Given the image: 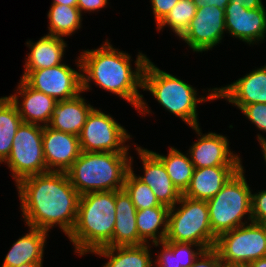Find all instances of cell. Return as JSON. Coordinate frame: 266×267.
Returning <instances> with one entry per match:
<instances>
[{"label": "cell", "mask_w": 266, "mask_h": 267, "mask_svg": "<svg viewBox=\"0 0 266 267\" xmlns=\"http://www.w3.org/2000/svg\"><path fill=\"white\" fill-rule=\"evenodd\" d=\"M137 209L124 189L115 191V225L112 246L141 245L136 226Z\"/></svg>", "instance_id": "7402d4cb"}, {"label": "cell", "mask_w": 266, "mask_h": 267, "mask_svg": "<svg viewBox=\"0 0 266 267\" xmlns=\"http://www.w3.org/2000/svg\"><path fill=\"white\" fill-rule=\"evenodd\" d=\"M224 267H248V266H242V265H224Z\"/></svg>", "instance_id": "ee69618b"}, {"label": "cell", "mask_w": 266, "mask_h": 267, "mask_svg": "<svg viewBox=\"0 0 266 267\" xmlns=\"http://www.w3.org/2000/svg\"><path fill=\"white\" fill-rule=\"evenodd\" d=\"M169 207L159 205L137 210L136 226L139 237L148 244L165 241Z\"/></svg>", "instance_id": "d4e9b609"}, {"label": "cell", "mask_w": 266, "mask_h": 267, "mask_svg": "<svg viewBox=\"0 0 266 267\" xmlns=\"http://www.w3.org/2000/svg\"><path fill=\"white\" fill-rule=\"evenodd\" d=\"M214 249L225 265L248 266L266 257V225L251 221L224 232L217 237Z\"/></svg>", "instance_id": "ba28073f"}, {"label": "cell", "mask_w": 266, "mask_h": 267, "mask_svg": "<svg viewBox=\"0 0 266 267\" xmlns=\"http://www.w3.org/2000/svg\"><path fill=\"white\" fill-rule=\"evenodd\" d=\"M196 88L181 78L161 70L154 62L148 60L143 72L142 90L151 93L161 107L179 117L190 128L200 125L198 104L218 100L217 87L207 88V94L200 96Z\"/></svg>", "instance_id": "277c9868"}, {"label": "cell", "mask_w": 266, "mask_h": 267, "mask_svg": "<svg viewBox=\"0 0 266 267\" xmlns=\"http://www.w3.org/2000/svg\"><path fill=\"white\" fill-rule=\"evenodd\" d=\"M179 0H150L156 26L165 18Z\"/></svg>", "instance_id": "d590c367"}, {"label": "cell", "mask_w": 266, "mask_h": 267, "mask_svg": "<svg viewBox=\"0 0 266 267\" xmlns=\"http://www.w3.org/2000/svg\"><path fill=\"white\" fill-rule=\"evenodd\" d=\"M82 94L83 91L74 98L57 101L48 126L79 136L89 113L94 108Z\"/></svg>", "instance_id": "44dd1931"}, {"label": "cell", "mask_w": 266, "mask_h": 267, "mask_svg": "<svg viewBox=\"0 0 266 267\" xmlns=\"http://www.w3.org/2000/svg\"><path fill=\"white\" fill-rule=\"evenodd\" d=\"M191 128L198 137L187 152L195 168L243 166L242 157L230 148L228 136L211 131L204 134L200 125Z\"/></svg>", "instance_id": "4fadbf2b"}, {"label": "cell", "mask_w": 266, "mask_h": 267, "mask_svg": "<svg viewBox=\"0 0 266 267\" xmlns=\"http://www.w3.org/2000/svg\"><path fill=\"white\" fill-rule=\"evenodd\" d=\"M241 113L253 124L258 131L266 133V104L253 103L245 105Z\"/></svg>", "instance_id": "1f68e13d"}, {"label": "cell", "mask_w": 266, "mask_h": 267, "mask_svg": "<svg viewBox=\"0 0 266 267\" xmlns=\"http://www.w3.org/2000/svg\"><path fill=\"white\" fill-rule=\"evenodd\" d=\"M109 0H78L77 8L80 10L81 14L84 13L94 14L102 8H106L110 3Z\"/></svg>", "instance_id": "8d00e7d4"}, {"label": "cell", "mask_w": 266, "mask_h": 267, "mask_svg": "<svg viewBox=\"0 0 266 267\" xmlns=\"http://www.w3.org/2000/svg\"><path fill=\"white\" fill-rule=\"evenodd\" d=\"M258 143L260 144L261 150H262V157L264 159V162L266 164V137L264 135L260 134V132L256 135Z\"/></svg>", "instance_id": "ab89813d"}, {"label": "cell", "mask_w": 266, "mask_h": 267, "mask_svg": "<svg viewBox=\"0 0 266 267\" xmlns=\"http://www.w3.org/2000/svg\"><path fill=\"white\" fill-rule=\"evenodd\" d=\"M224 12L226 33L230 37L241 40L250 47L266 41V7L246 9L228 3Z\"/></svg>", "instance_id": "9a60e30c"}, {"label": "cell", "mask_w": 266, "mask_h": 267, "mask_svg": "<svg viewBox=\"0 0 266 267\" xmlns=\"http://www.w3.org/2000/svg\"><path fill=\"white\" fill-rule=\"evenodd\" d=\"M102 109L94 107L78 136L81 151L130 153L132 135ZM127 143V144H126ZM129 151V152H128Z\"/></svg>", "instance_id": "30bf717a"}, {"label": "cell", "mask_w": 266, "mask_h": 267, "mask_svg": "<svg viewBox=\"0 0 266 267\" xmlns=\"http://www.w3.org/2000/svg\"><path fill=\"white\" fill-rule=\"evenodd\" d=\"M241 167L214 166L195 168L190 184L182 195L195 200L207 201L213 198Z\"/></svg>", "instance_id": "ffe728a7"}, {"label": "cell", "mask_w": 266, "mask_h": 267, "mask_svg": "<svg viewBox=\"0 0 266 267\" xmlns=\"http://www.w3.org/2000/svg\"><path fill=\"white\" fill-rule=\"evenodd\" d=\"M217 99H225L238 110L248 104H266V64L252 69L231 84L217 87Z\"/></svg>", "instance_id": "e0dca14e"}, {"label": "cell", "mask_w": 266, "mask_h": 267, "mask_svg": "<svg viewBox=\"0 0 266 267\" xmlns=\"http://www.w3.org/2000/svg\"><path fill=\"white\" fill-rule=\"evenodd\" d=\"M248 267H266V257L252 261Z\"/></svg>", "instance_id": "b9f144b4"}, {"label": "cell", "mask_w": 266, "mask_h": 267, "mask_svg": "<svg viewBox=\"0 0 266 267\" xmlns=\"http://www.w3.org/2000/svg\"><path fill=\"white\" fill-rule=\"evenodd\" d=\"M123 189L130 196L137 210L156 207L161 204L152 189L129 170L126 174Z\"/></svg>", "instance_id": "f546056e"}, {"label": "cell", "mask_w": 266, "mask_h": 267, "mask_svg": "<svg viewBox=\"0 0 266 267\" xmlns=\"http://www.w3.org/2000/svg\"><path fill=\"white\" fill-rule=\"evenodd\" d=\"M78 0H53L51 4H61V5H67L71 7H77Z\"/></svg>", "instance_id": "60d3db41"}, {"label": "cell", "mask_w": 266, "mask_h": 267, "mask_svg": "<svg viewBox=\"0 0 266 267\" xmlns=\"http://www.w3.org/2000/svg\"><path fill=\"white\" fill-rule=\"evenodd\" d=\"M217 237L212 233L206 200L181 196L169 208L165 241L201 245L205 250L214 248Z\"/></svg>", "instance_id": "52a82bcc"}, {"label": "cell", "mask_w": 266, "mask_h": 267, "mask_svg": "<svg viewBox=\"0 0 266 267\" xmlns=\"http://www.w3.org/2000/svg\"><path fill=\"white\" fill-rule=\"evenodd\" d=\"M15 186L24 225L47 232L58 226L67 237L70 235L77 220L80 194L66 172L32 175Z\"/></svg>", "instance_id": "7a4b0ae2"}, {"label": "cell", "mask_w": 266, "mask_h": 267, "mask_svg": "<svg viewBox=\"0 0 266 267\" xmlns=\"http://www.w3.org/2000/svg\"><path fill=\"white\" fill-rule=\"evenodd\" d=\"M18 267H43V262L26 263V264H22Z\"/></svg>", "instance_id": "7bdbcfd3"}, {"label": "cell", "mask_w": 266, "mask_h": 267, "mask_svg": "<svg viewBox=\"0 0 266 267\" xmlns=\"http://www.w3.org/2000/svg\"><path fill=\"white\" fill-rule=\"evenodd\" d=\"M197 7L192 0H179L165 18L156 26L157 31L168 27L179 39L195 17Z\"/></svg>", "instance_id": "f1b7e54d"}, {"label": "cell", "mask_w": 266, "mask_h": 267, "mask_svg": "<svg viewBox=\"0 0 266 267\" xmlns=\"http://www.w3.org/2000/svg\"><path fill=\"white\" fill-rule=\"evenodd\" d=\"M47 13L48 35L68 38L82 28L83 16L77 7L51 4ZM66 36V37H65Z\"/></svg>", "instance_id": "4316f807"}, {"label": "cell", "mask_w": 266, "mask_h": 267, "mask_svg": "<svg viewBox=\"0 0 266 267\" xmlns=\"http://www.w3.org/2000/svg\"><path fill=\"white\" fill-rule=\"evenodd\" d=\"M133 145L142 162L143 167L141 172H143V174L137 175L134 172V157L132 155L130 156V170L139 180L152 189L161 204L166 205L169 208L173 207L180 200L182 194L174 186L162 161L151 150L136 143H133Z\"/></svg>", "instance_id": "5bb4252c"}, {"label": "cell", "mask_w": 266, "mask_h": 267, "mask_svg": "<svg viewBox=\"0 0 266 267\" xmlns=\"http://www.w3.org/2000/svg\"><path fill=\"white\" fill-rule=\"evenodd\" d=\"M108 39L96 49H82L79 54L83 93L92 90L93 83L130 103L142 117L147 114L152 116L154 113L139 91L142 90L143 72L150 58L139 50L132 68V56L115 48Z\"/></svg>", "instance_id": "6da1fadb"}, {"label": "cell", "mask_w": 266, "mask_h": 267, "mask_svg": "<svg viewBox=\"0 0 266 267\" xmlns=\"http://www.w3.org/2000/svg\"><path fill=\"white\" fill-rule=\"evenodd\" d=\"M22 119L8 96L0 97V164L10 155L16 131Z\"/></svg>", "instance_id": "83f0119b"}, {"label": "cell", "mask_w": 266, "mask_h": 267, "mask_svg": "<svg viewBox=\"0 0 266 267\" xmlns=\"http://www.w3.org/2000/svg\"><path fill=\"white\" fill-rule=\"evenodd\" d=\"M25 45L30 52L26 55L21 79H24L33 70L62 64L68 44L64 38L46 34L36 42L31 39L27 40Z\"/></svg>", "instance_id": "d6986e66"}, {"label": "cell", "mask_w": 266, "mask_h": 267, "mask_svg": "<svg viewBox=\"0 0 266 267\" xmlns=\"http://www.w3.org/2000/svg\"><path fill=\"white\" fill-rule=\"evenodd\" d=\"M252 221L266 225V189L251 193Z\"/></svg>", "instance_id": "836d02e7"}, {"label": "cell", "mask_w": 266, "mask_h": 267, "mask_svg": "<svg viewBox=\"0 0 266 267\" xmlns=\"http://www.w3.org/2000/svg\"><path fill=\"white\" fill-rule=\"evenodd\" d=\"M218 252L214 249L204 250L190 267H224Z\"/></svg>", "instance_id": "e575fe53"}, {"label": "cell", "mask_w": 266, "mask_h": 267, "mask_svg": "<svg viewBox=\"0 0 266 267\" xmlns=\"http://www.w3.org/2000/svg\"><path fill=\"white\" fill-rule=\"evenodd\" d=\"M14 92L8 97L16 106L22 122L49 125L57 103L53 97L31 88L21 78Z\"/></svg>", "instance_id": "ac0fdd59"}, {"label": "cell", "mask_w": 266, "mask_h": 267, "mask_svg": "<svg viewBox=\"0 0 266 267\" xmlns=\"http://www.w3.org/2000/svg\"><path fill=\"white\" fill-rule=\"evenodd\" d=\"M114 225L115 191L80 195L76 224L68 236L74 254L86 256L98 248L112 246Z\"/></svg>", "instance_id": "3957f363"}, {"label": "cell", "mask_w": 266, "mask_h": 267, "mask_svg": "<svg viewBox=\"0 0 266 267\" xmlns=\"http://www.w3.org/2000/svg\"><path fill=\"white\" fill-rule=\"evenodd\" d=\"M229 3L244 6L246 9H257L260 7H265L262 0H230Z\"/></svg>", "instance_id": "f35d334b"}, {"label": "cell", "mask_w": 266, "mask_h": 267, "mask_svg": "<svg viewBox=\"0 0 266 267\" xmlns=\"http://www.w3.org/2000/svg\"><path fill=\"white\" fill-rule=\"evenodd\" d=\"M205 249L194 243L178 242V260L181 267H190Z\"/></svg>", "instance_id": "d6a6232c"}, {"label": "cell", "mask_w": 266, "mask_h": 267, "mask_svg": "<svg viewBox=\"0 0 266 267\" xmlns=\"http://www.w3.org/2000/svg\"><path fill=\"white\" fill-rule=\"evenodd\" d=\"M129 153L84 152L66 171L80 195L89 192L119 191L130 170Z\"/></svg>", "instance_id": "5b68a950"}, {"label": "cell", "mask_w": 266, "mask_h": 267, "mask_svg": "<svg viewBox=\"0 0 266 267\" xmlns=\"http://www.w3.org/2000/svg\"><path fill=\"white\" fill-rule=\"evenodd\" d=\"M167 155L152 152L162 161L174 186L183 194L188 188L194 172V165L190 156L174 146H169Z\"/></svg>", "instance_id": "484cf974"}, {"label": "cell", "mask_w": 266, "mask_h": 267, "mask_svg": "<svg viewBox=\"0 0 266 267\" xmlns=\"http://www.w3.org/2000/svg\"><path fill=\"white\" fill-rule=\"evenodd\" d=\"M192 1H194L197 8H200L206 5H211V6L214 5L224 10L227 4L230 2V0H192Z\"/></svg>", "instance_id": "74e56055"}, {"label": "cell", "mask_w": 266, "mask_h": 267, "mask_svg": "<svg viewBox=\"0 0 266 267\" xmlns=\"http://www.w3.org/2000/svg\"><path fill=\"white\" fill-rule=\"evenodd\" d=\"M242 166L213 197L207 200L212 233L218 237L252 221L251 193Z\"/></svg>", "instance_id": "8992f818"}, {"label": "cell", "mask_w": 266, "mask_h": 267, "mask_svg": "<svg viewBox=\"0 0 266 267\" xmlns=\"http://www.w3.org/2000/svg\"><path fill=\"white\" fill-rule=\"evenodd\" d=\"M43 154L48 171L66 172L81 154L78 136L44 126Z\"/></svg>", "instance_id": "2e32d148"}, {"label": "cell", "mask_w": 266, "mask_h": 267, "mask_svg": "<svg viewBox=\"0 0 266 267\" xmlns=\"http://www.w3.org/2000/svg\"><path fill=\"white\" fill-rule=\"evenodd\" d=\"M76 68L66 63L31 71L23 80L33 89L53 97L68 100L82 92L81 60L75 59Z\"/></svg>", "instance_id": "8fae6325"}, {"label": "cell", "mask_w": 266, "mask_h": 267, "mask_svg": "<svg viewBox=\"0 0 266 267\" xmlns=\"http://www.w3.org/2000/svg\"><path fill=\"white\" fill-rule=\"evenodd\" d=\"M155 248L160 247L157 251L156 259L154 258V267H181L178 260V242L163 241L152 243Z\"/></svg>", "instance_id": "4dcf8cb0"}, {"label": "cell", "mask_w": 266, "mask_h": 267, "mask_svg": "<svg viewBox=\"0 0 266 267\" xmlns=\"http://www.w3.org/2000/svg\"><path fill=\"white\" fill-rule=\"evenodd\" d=\"M28 232L20 236L5 255L1 267H18L32 262H43L49 232L28 227Z\"/></svg>", "instance_id": "603a6c76"}, {"label": "cell", "mask_w": 266, "mask_h": 267, "mask_svg": "<svg viewBox=\"0 0 266 267\" xmlns=\"http://www.w3.org/2000/svg\"><path fill=\"white\" fill-rule=\"evenodd\" d=\"M43 128L24 122L18 127L12 150L4 162L15 184L29 176L48 172L43 154Z\"/></svg>", "instance_id": "9c48e42d"}, {"label": "cell", "mask_w": 266, "mask_h": 267, "mask_svg": "<svg viewBox=\"0 0 266 267\" xmlns=\"http://www.w3.org/2000/svg\"><path fill=\"white\" fill-rule=\"evenodd\" d=\"M226 33L224 9L214 5L197 8L186 32L179 38L196 53L212 51Z\"/></svg>", "instance_id": "7c38bea8"}, {"label": "cell", "mask_w": 266, "mask_h": 267, "mask_svg": "<svg viewBox=\"0 0 266 267\" xmlns=\"http://www.w3.org/2000/svg\"><path fill=\"white\" fill-rule=\"evenodd\" d=\"M151 244L129 246H104L96 249L92 255L107 259L102 267H154V255ZM153 256V257H152Z\"/></svg>", "instance_id": "cb8c5ba5"}]
</instances>
